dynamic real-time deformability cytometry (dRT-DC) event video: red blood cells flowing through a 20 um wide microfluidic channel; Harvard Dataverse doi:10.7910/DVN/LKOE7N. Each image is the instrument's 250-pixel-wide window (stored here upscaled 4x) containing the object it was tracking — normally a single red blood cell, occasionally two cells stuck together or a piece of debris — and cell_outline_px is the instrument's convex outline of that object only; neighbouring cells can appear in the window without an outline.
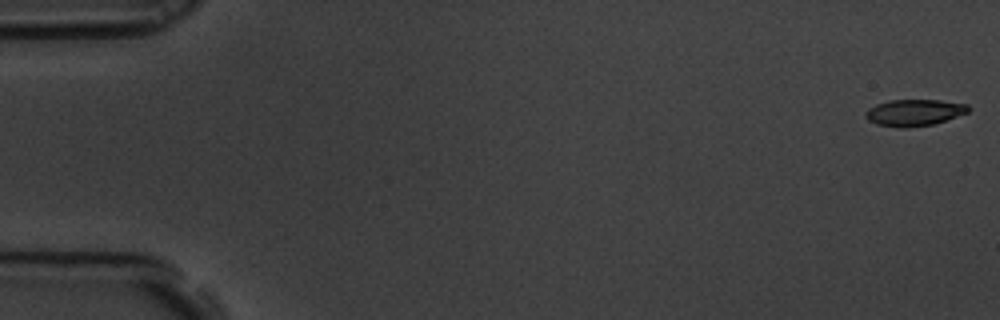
{"species": "common noctule bat (a hibernating species)", "species_latin": "Nyctalus noctula", "temperature_condition": "room temperature", "stored_images_in_passage": 59, "camera_frame_rate_fps": 3000, "um_per_image_px": 0.085, "animal": {"sex": "male", "body_mass_g": 19.5, "forearm_length_mm": 54.6}, "frame": {"image": 1, "passage_image": 1, "time_ms": 0.0, "image_size_px": [1000, 320], "cell_outline_px": [[972, 108], [968, 112], [932, 124], [908, 128], [904, 128], [876, 124], [868, 120], [864, 116], [864, 112], [868, 108], [876, 104], [888, 100], [940, 100], [968, 104]], "centroid_in_image_um": [77.68, 9.56], "position_along_channel_um": 7.3, "area_um2": 15.95}}
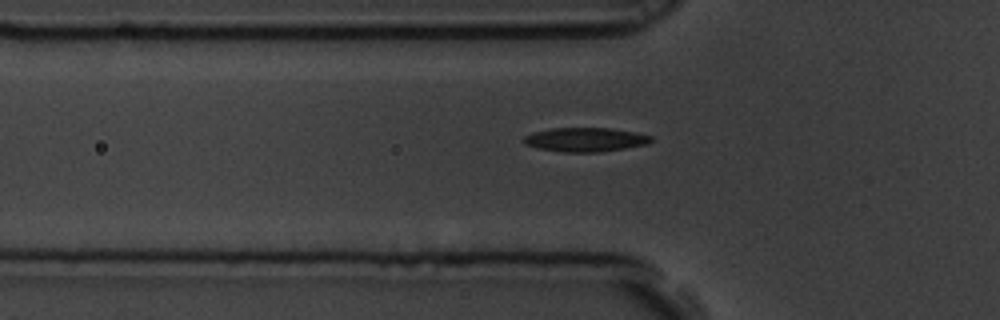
{"frame": {"image": 2, "passage_image": 20, "time_ms": 6.333, "image_size_px": [1000, 320], "cell_outline_px": [[652, 140], [648, 144], [600, 152], [560, 152], [536, 148], [524, 144], [520, 140], [524, 136], [532, 132], [552, 128], [608, 128], [636, 132], [652, 136]], "centroid_in_image_um": [49.69, 11.87], "position_along_channel_um": 76.1, "area_um2": 18.03}}
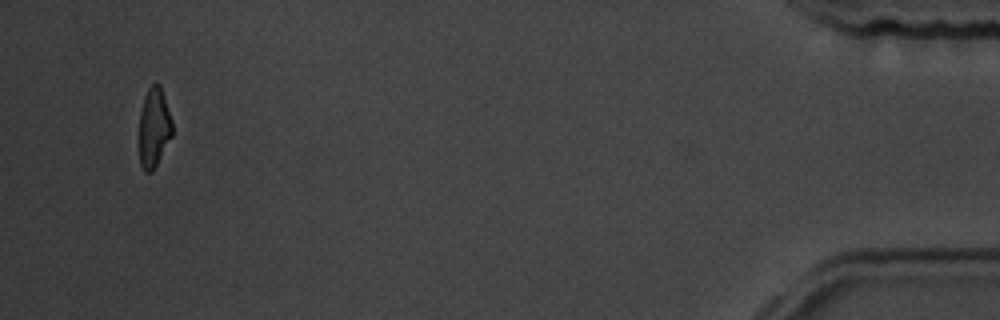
{"frame": {"image": 3, "passage_image": 57, "time_ms": 18.667, "image_size_px": [1000, 320], "cell_outline_px": [[172, 136], [152, 172], [144, 172], [140, 164], [140, 112], [144, 96], [148, 88], [152, 84], [160, 84], [172, 120]], "centroid_in_image_um": [13.09, 10.84], "position_along_channel_um": 422.1, "area_um2": 15.2}, "authors_computed_cell_mechanics": {"area_um2": 16.8776, "velocity_mm_per_s": 3.4565, "shape_relaxation_time_tau1_ms": 3.4585, "shape_relaxation_time_tau2_ms": 3.4241, "deformation_change_tau1": 0.127, "deformation_change_tau2": 0.0967}}